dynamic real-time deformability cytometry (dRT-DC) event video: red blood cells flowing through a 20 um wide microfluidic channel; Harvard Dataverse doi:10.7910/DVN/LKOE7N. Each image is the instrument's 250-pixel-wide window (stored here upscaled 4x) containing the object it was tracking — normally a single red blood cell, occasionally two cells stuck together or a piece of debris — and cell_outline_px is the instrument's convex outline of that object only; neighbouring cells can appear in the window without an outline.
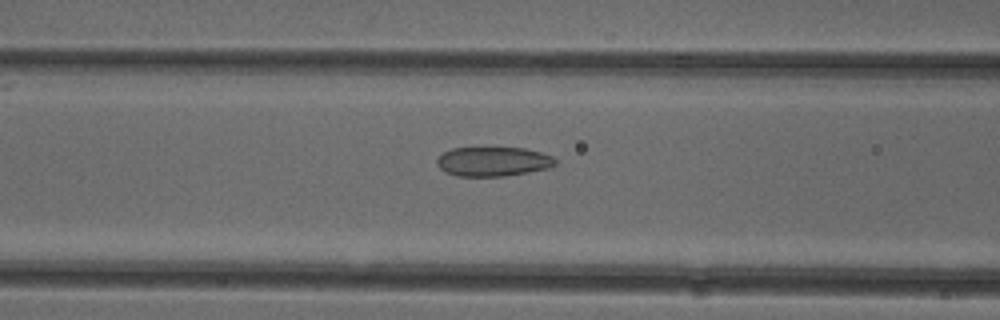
{"species": "common noctule bat (a hibernating species)", "species_latin": "Nyctalus noctula", "temperature_condition": "cold", "stored_images_in_passage": 48, "camera_frame_rate_fps": 3000, "um_per_image_px": 0.085, "animal": {"sex": "female"}, "frame": {"image": 1, "passage_image": 21, "time_ms": 6.667, "image_size_px": [1000, 320], "cell_outline_px": [[556, 164], [552, 168], [504, 176], [456, 176], [444, 172], [436, 164], [436, 160], [444, 152], [452, 148], [524, 148], [540, 152], [552, 156], [556, 160]], "centroid_in_image_um": [41.92, 13.74], "position_along_channel_um": 124.7, "area_um2": 20.35}}
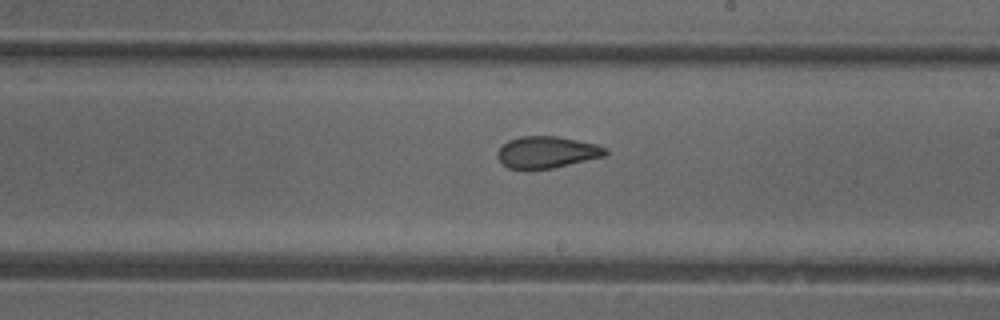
{"frame": {"image": 2, "passage_image": 30, "time_ms": 9.667, "image_size_px": [1000, 320], "cell_outline_px": [[608, 152], [604, 156], [552, 168], [528, 172], [508, 168], [496, 156], [496, 152], [508, 140], [520, 136], [556, 136], [596, 144], [608, 148]], "centroid_in_image_um": [46.44, 12.96], "position_along_channel_um": 242.6, "area_um2": 20.29}}
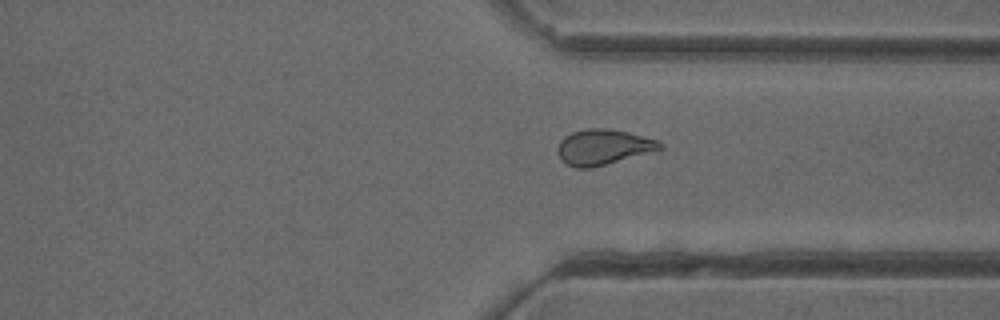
{"frame": {"image": 3, "passage_image": 39, "time_ms": 12.667, "image_size_px": [1000, 320], "cell_outline_px": [[664, 148], [592, 168], [576, 168], [568, 164], [560, 156], [556, 148], [560, 140], [564, 136], [572, 132], [588, 128], [604, 128], [628, 132], [656, 140], [664, 144]], "centroid_in_image_um": [51.26, 12.49], "position_along_channel_um": 360.1, "area_um2": 20.87}, "authors_computed_cell_mechanics": {"area_um2": 21.1548, "velocity_mm_per_s": 3.9263, "shape_relaxation_time_tau1_ms": null, "shape_relaxation_time_tau2_ms": 2.0688, "deformation_change_tau1": null, "deformation_change_tau2": 0.0781}}